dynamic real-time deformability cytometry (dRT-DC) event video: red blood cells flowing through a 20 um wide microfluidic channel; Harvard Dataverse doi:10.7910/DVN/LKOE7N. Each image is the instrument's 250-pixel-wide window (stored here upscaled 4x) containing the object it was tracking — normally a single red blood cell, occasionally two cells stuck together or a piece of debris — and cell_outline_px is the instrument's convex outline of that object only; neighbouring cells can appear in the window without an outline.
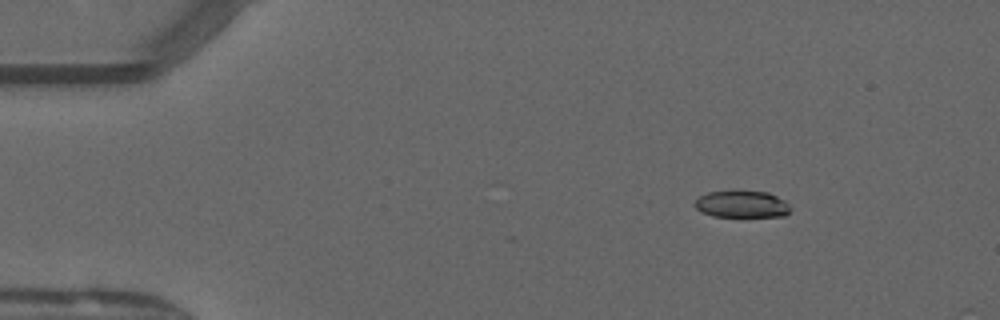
{"species": "common noctule bat (a hibernating species)", "species_latin": "Nyctalus noctula", "temperature_condition": "warm", "stored_images_in_passage": 15, "camera_frame_rate_fps": 3000, "um_per_image_px": 0.085, "animal": {"sex": "male", "forearm_length_mm": 52.5}, "frame": {"image": 1, "passage_image": 8, "time_ms": 2.333, "image_size_px": [1000, 320], "cell_outline_px": [[792, 208], [784, 216], [712, 216], [700, 212], [692, 204], [700, 196], [708, 192], [732, 188], [768, 192], [784, 200]], "centroid_in_image_um": [63.01, 17.31], "position_along_channel_um": 22.0, "area_um2": 15.61}}